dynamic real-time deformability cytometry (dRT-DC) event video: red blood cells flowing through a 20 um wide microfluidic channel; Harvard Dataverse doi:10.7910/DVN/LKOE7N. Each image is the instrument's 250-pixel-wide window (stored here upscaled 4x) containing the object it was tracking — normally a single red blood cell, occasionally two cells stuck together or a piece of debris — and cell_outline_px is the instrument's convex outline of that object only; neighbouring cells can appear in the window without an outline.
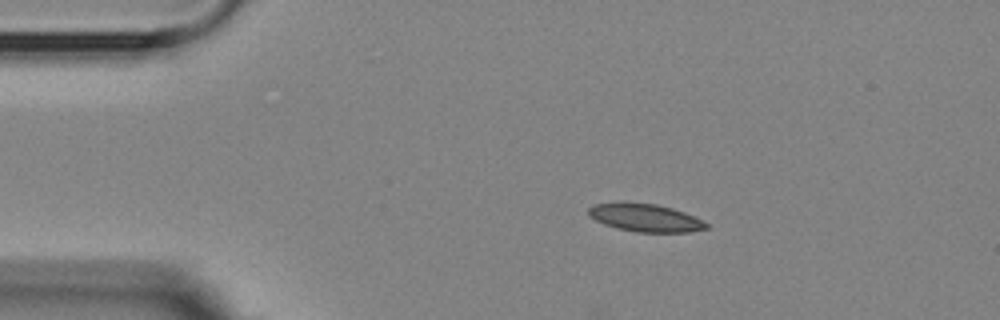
{"species": "Egyptian fruit bat (a non-hibernating species)", "species_latin": "Rousettus aegyptiacus", "temperature_condition": "room temperature", "stored_images_in_passage": 9, "camera_frame_rate_fps": 3000, "um_per_image_px": 0.085, "animal": {"sex": "female"}, "frame": {"image": 1, "passage_image": 1, "time_ms": 0.0, "image_size_px": [1000, 320], "cell_outline_px": [[708, 228], [688, 232], [636, 232], [616, 228], [604, 224], [588, 216], [588, 208], [592, 204], [624, 200], [656, 204], [672, 208], [684, 212], [708, 224]], "centroid_in_image_um": [54.76, 18.47], "position_along_channel_um": 30.2, "area_um2": 19.48}}
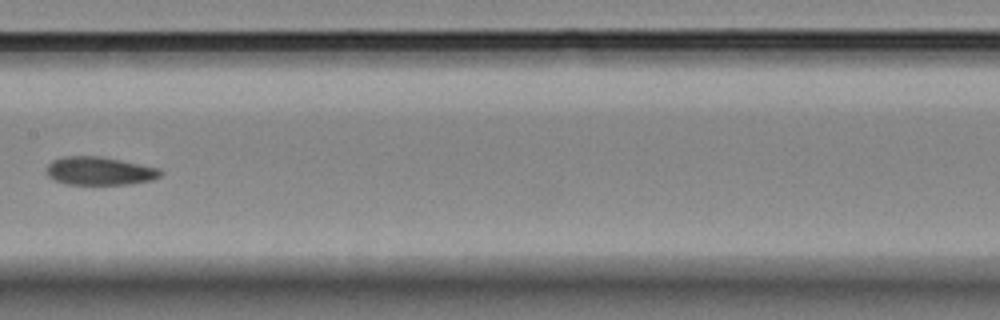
{"frame": {"image": 2, "passage_image": 6, "time_ms": 6.0, "image_size_px": [1000, 320], "cell_outline_px": [[164, 172], [160, 176], [152, 180], [132, 184], [64, 184], [52, 180], [48, 176], [44, 168], [52, 160], [64, 156], [100, 156], [160, 168]], "centroid_in_image_um": [8.43, 14.53], "position_along_channel_um": 199.0, "area_um2": 19.02}}
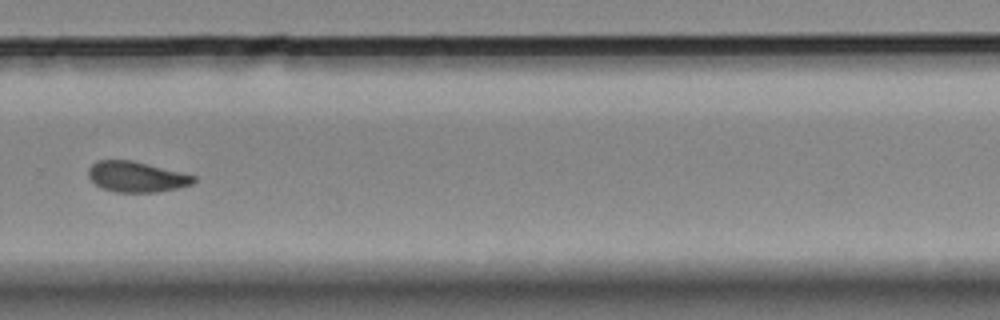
{"frame": {"image": 3, "passage_image": 9, "time_ms": 9.333, "image_size_px": [1000, 320], "cell_outline_px": [[196, 180], [192, 184], [176, 188], [156, 192], [116, 192], [100, 188], [88, 176], [88, 168], [96, 160], [132, 160], [196, 176]], "centroid_in_image_um": [11.57, 15.02], "position_along_channel_um": 318.2, "area_um2": 18.67}}